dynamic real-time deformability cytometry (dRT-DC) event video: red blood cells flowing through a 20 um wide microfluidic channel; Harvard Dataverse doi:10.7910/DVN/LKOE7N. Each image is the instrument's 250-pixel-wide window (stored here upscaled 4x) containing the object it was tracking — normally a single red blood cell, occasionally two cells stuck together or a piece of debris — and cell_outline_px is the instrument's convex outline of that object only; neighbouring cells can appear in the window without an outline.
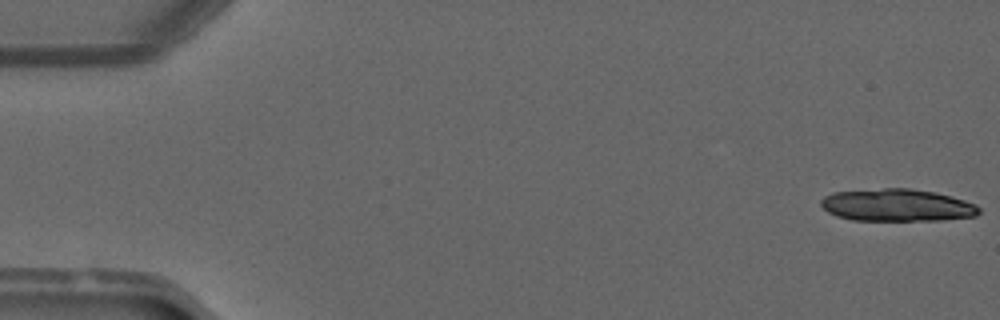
{"species": "common noctule bat (a hibernating species)", "species_latin": "Nyctalus noctula", "temperature_condition": "warm", "stored_images_in_passage": 24, "camera_frame_rate_fps": 3000, "um_per_image_px": 0.085, "animal": {"sex": "male", "forearm_length_mm": 52.5}, "frame": {"image": 1, "passage_image": 1, "time_ms": 0.0, "image_size_px": [1000, 320], "cell_outline_px": [[980, 212], [976, 216], [944, 220], [852, 220], [836, 216], [828, 212], [820, 204], [820, 200], [824, 196], [832, 192], [884, 188], [912, 188], [936, 192], [964, 200], [976, 204], [980, 208]], "centroid_in_image_um": [76.25, 17.43], "position_along_channel_um": 8.7, "area_um2": 30.0}}
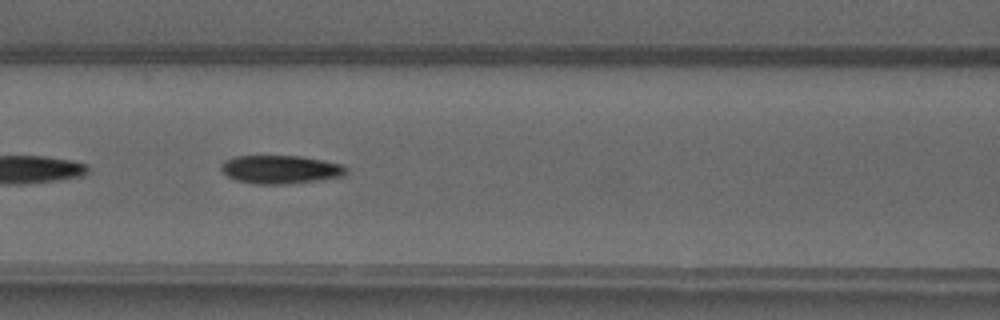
{"frame": {"image": 2, "passage_image": 22, "time_ms": 7.0, "image_size_px": [1000, 320], "cell_outline_px": [[348, 172], [344, 176], [316, 180], [284, 184], [256, 184], [236, 180], [228, 176], [220, 168], [220, 164], [224, 160], [236, 156], [300, 156], [324, 160], [344, 164], [348, 168]], "centroid_in_image_um": [23.87, 14.39], "position_along_channel_um": 142.7, "area_um2": 20.75}}